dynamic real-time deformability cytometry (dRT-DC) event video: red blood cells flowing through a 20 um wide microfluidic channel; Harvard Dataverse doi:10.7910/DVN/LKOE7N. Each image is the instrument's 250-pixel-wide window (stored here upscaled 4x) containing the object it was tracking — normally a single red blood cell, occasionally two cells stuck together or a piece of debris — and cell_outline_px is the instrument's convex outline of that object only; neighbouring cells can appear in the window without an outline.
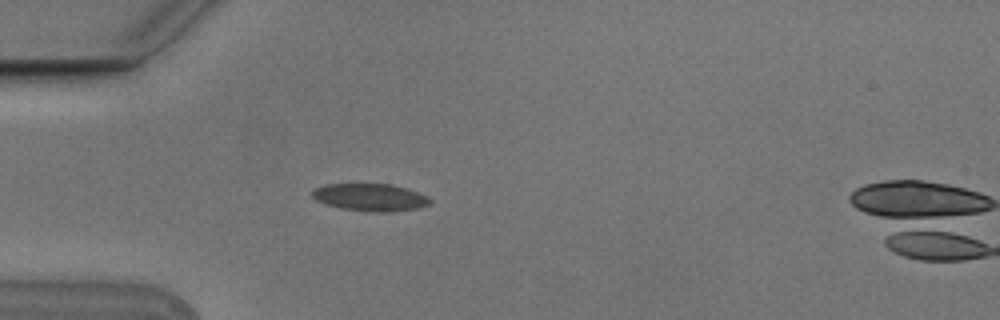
{"species": "Egyptian fruit bat (a non-hibernating species)", "species_latin": "Rousettus aegyptiacus", "temperature_condition": "cold", "stored_images_in_passage": 4, "camera_frame_rate_fps": 3000, "um_per_image_px": 0.085, "animal": {"sex": "male"}, "frame": {"image": 1, "passage_image": 3, "time_ms": 0.667, "image_size_px": [1000, 320], "cell_outline_px": [[432, 204], [420, 208], [392, 212], [372, 212], [340, 208], [324, 204], [316, 200], [312, 196], [312, 188], [328, 184], [392, 184], [428, 196], [432, 200]], "centroid_in_image_um": [31.48, 16.78], "position_along_channel_um": 53.5, "area_um2": 19.02}}